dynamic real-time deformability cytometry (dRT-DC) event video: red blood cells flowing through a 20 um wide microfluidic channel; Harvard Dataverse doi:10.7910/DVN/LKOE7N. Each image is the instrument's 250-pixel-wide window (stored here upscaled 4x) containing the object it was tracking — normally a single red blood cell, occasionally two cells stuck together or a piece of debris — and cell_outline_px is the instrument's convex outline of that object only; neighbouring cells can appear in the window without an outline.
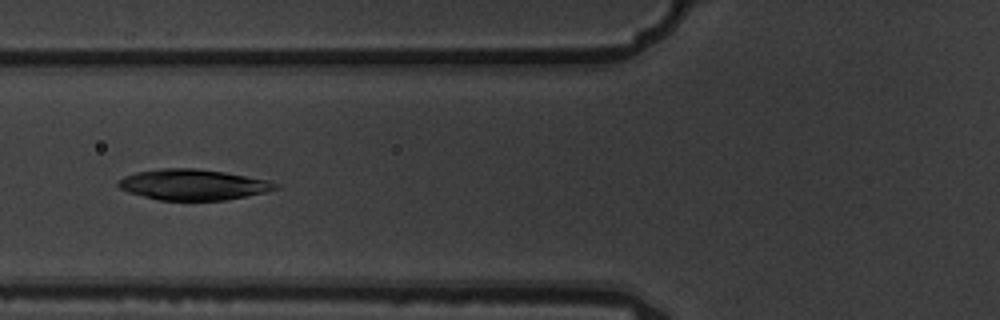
{"species": "common noctule bat (a hibernating species)", "species_latin": "Nyctalus noctula", "temperature_condition": "warm", "stored_images_in_passage": 8, "camera_frame_rate_fps": 3000, "um_per_image_px": 0.085, "animal": {"sex": "male", "body_mass_g": 19.5, "forearm_length_mm": 54.6}, "frame": {"image": 1, "passage_image": 6, "time_ms": 1.667, "image_size_px": [1000, 320], "cell_outline_px": [[280, 188], [264, 192], [224, 200], [160, 200], [128, 192], [120, 188], [116, 184], [116, 180], [124, 176], [136, 172], [160, 168], [196, 168], [224, 172], [268, 180], [280, 184]], "centroid_in_image_um": [16.38, 15.68], "position_along_channel_um": 109.4, "area_um2": 28.09}}
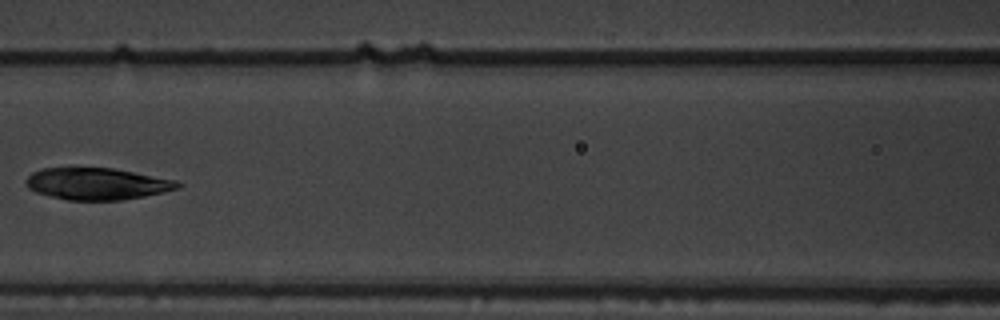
{"frame": {"image": 2, "passage_image": 7, "time_ms": 2.0, "image_size_px": [1000, 320], "cell_outline_px": [[184, 184], [180, 188], [164, 192], [144, 196], [120, 200], [68, 200], [36, 192], [28, 188], [24, 180], [32, 172], [40, 168], [112, 168], [176, 180]], "centroid_in_image_um": [8.25, 15.62], "position_along_channel_um": 158.3, "area_um2": 28.09}}
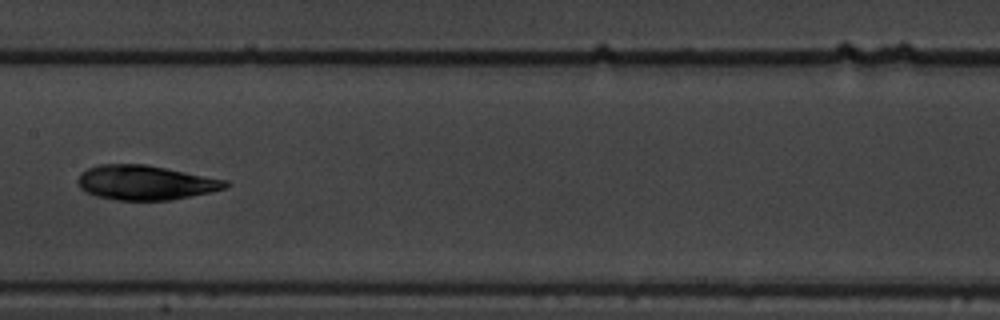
{"frame": {"image": 3, "passage_image": 8, "time_ms": 2.333, "image_size_px": [1000, 320], "cell_outline_px": [[232, 184], [228, 188], [172, 200], [116, 200], [96, 196], [84, 192], [76, 184], [76, 180], [80, 172], [88, 168], [100, 164], [144, 164], [228, 180]], "centroid_in_image_um": [12.34, 15.52], "position_along_channel_um": 195.1, "area_um2": 30.0}}